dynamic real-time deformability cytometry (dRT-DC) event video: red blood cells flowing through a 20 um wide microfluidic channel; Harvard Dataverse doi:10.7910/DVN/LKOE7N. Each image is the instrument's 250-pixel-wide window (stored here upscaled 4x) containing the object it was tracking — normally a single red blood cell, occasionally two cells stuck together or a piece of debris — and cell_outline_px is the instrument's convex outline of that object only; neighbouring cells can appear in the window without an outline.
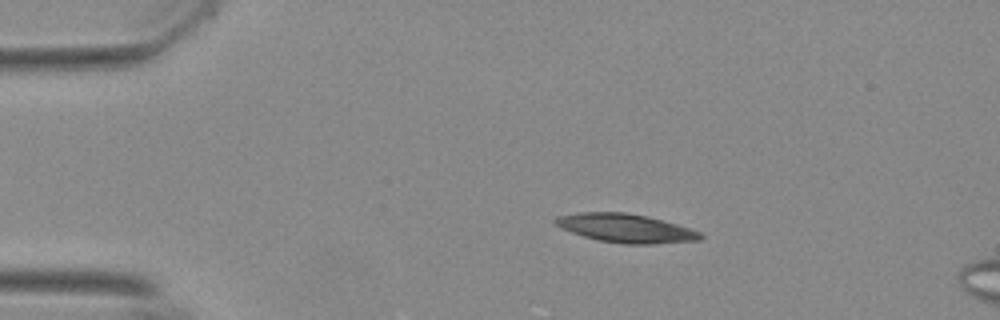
{"species": "Egyptian fruit bat (a non-hibernating species)", "species_latin": "Rousettus aegyptiacus", "temperature_condition": "warm", "stored_images_in_passage": 16, "camera_frame_rate_fps": 3000, "um_per_image_px": 0.085, "animal": {"sex": "female"}, "frame": {"image": 1, "passage_image": 10, "time_ms": 3.0, "image_size_px": [1000, 320], "cell_outline_px": [[704, 236], [700, 240], [652, 244], [624, 244], [596, 240], [572, 232], [556, 224], [552, 220], [556, 216], [580, 212], [624, 212], [644, 216], [676, 224], [700, 232]], "centroid_in_image_um": [53.17, 19.4], "position_along_channel_um": 31.8, "area_um2": 23.93}}